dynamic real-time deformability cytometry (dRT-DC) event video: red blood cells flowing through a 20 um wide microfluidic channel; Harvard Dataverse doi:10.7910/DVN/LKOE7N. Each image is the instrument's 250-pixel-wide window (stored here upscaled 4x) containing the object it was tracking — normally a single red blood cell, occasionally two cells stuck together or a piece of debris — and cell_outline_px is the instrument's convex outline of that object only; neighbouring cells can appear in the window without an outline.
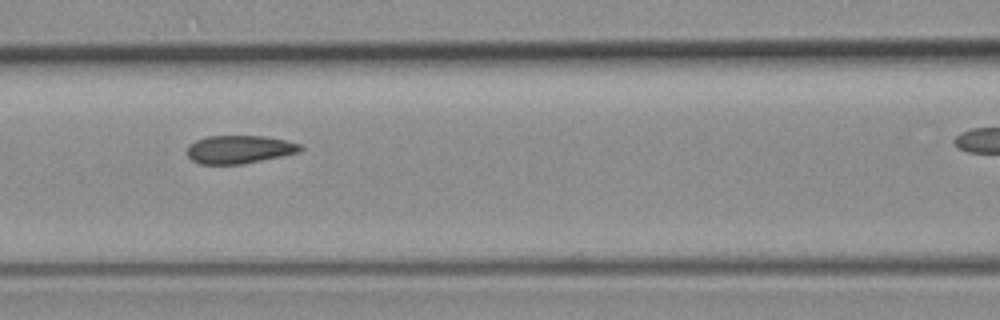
{"species": "common noctule bat (a hibernating species)", "species_latin": "Nyctalus noctula", "temperature_condition": "room temperature", "stored_images_in_passage": 4, "camera_frame_rate_fps": 3000, "um_per_image_px": 0.085, "animal": {"sex": "female", "body_mass_g": 19.3, "forearm_length_mm": 54.1}, "frame": {"image": 1, "passage_image": 3, "time_ms": 2.333, "image_size_px": [1000, 320], "cell_outline_px": [[304, 148], [300, 152], [244, 164], [200, 164], [192, 160], [188, 156], [188, 144], [196, 140], [208, 136], [264, 136], [284, 140], [300, 144]], "centroid_in_image_um": [20.34, 12.7], "position_along_channel_um": 146.3, "area_um2": 18.55}}